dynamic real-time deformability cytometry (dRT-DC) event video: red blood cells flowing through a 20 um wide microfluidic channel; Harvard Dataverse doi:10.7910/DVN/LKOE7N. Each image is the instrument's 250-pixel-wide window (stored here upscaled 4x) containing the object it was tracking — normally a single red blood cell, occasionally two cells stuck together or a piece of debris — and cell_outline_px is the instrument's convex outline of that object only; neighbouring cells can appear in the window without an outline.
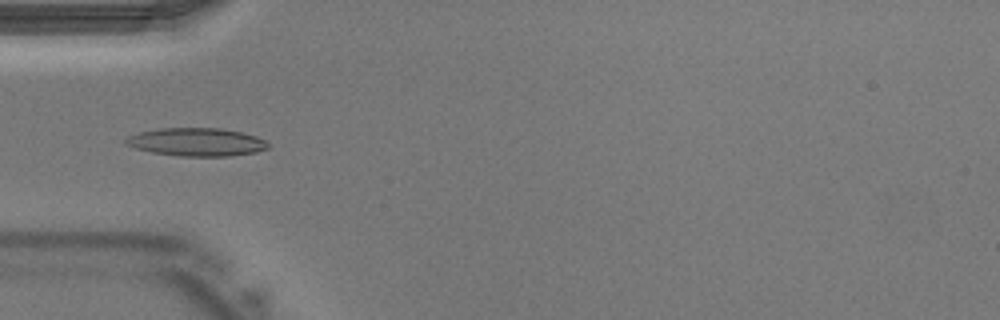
{"species": "Egyptian fruit bat (a non-hibernating species)", "species_latin": "Rousettus aegyptiacus", "temperature_condition": "warm", "stored_images_in_passage": 40, "camera_frame_rate_fps": 3000, "um_per_image_px": 0.085, "animal": {"sex": "male"}, "frame": {"image": 1, "passage_image": 12, "time_ms": 3.667, "image_size_px": [1000, 320], "cell_outline_px": [[268, 148], [256, 152], [232, 156], [180, 156], [152, 152], [136, 148], [124, 144], [124, 140], [128, 136], [140, 132], [160, 128], [220, 128], [244, 132], [256, 136], [264, 140], [268, 144]], "centroid_in_image_um": [16.71, 12.07], "position_along_channel_um": 68.3, "area_um2": 23.35}}
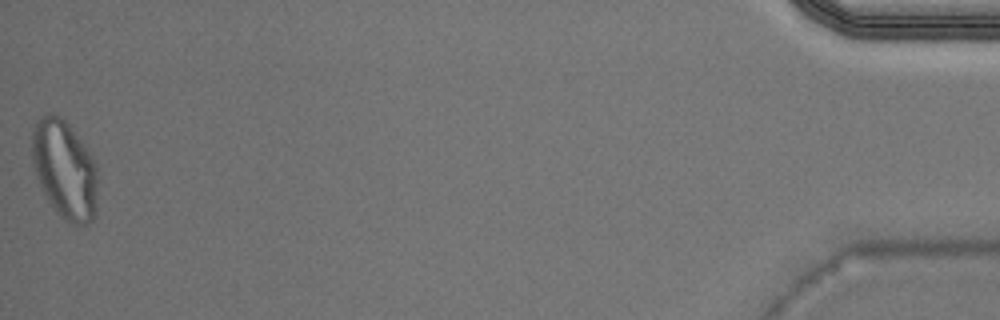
{"frame": {"image": 2, "passage_image": 40, "time_ms": 13.0, "image_size_px": [1000, 320], "cell_outline_px": [[96, 216], [88, 224], [76, 224], [64, 220], [56, 212], [48, 200], [36, 176], [32, 160], [32, 128], [36, 120], [44, 112], [48, 112], [60, 116], [68, 124], [84, 144], [92, 156], [96, 164]], "centroid_in_image_um": [5.48, 14.38], "position_along_channel_um": 429.7, "area_um2": 37.8}}